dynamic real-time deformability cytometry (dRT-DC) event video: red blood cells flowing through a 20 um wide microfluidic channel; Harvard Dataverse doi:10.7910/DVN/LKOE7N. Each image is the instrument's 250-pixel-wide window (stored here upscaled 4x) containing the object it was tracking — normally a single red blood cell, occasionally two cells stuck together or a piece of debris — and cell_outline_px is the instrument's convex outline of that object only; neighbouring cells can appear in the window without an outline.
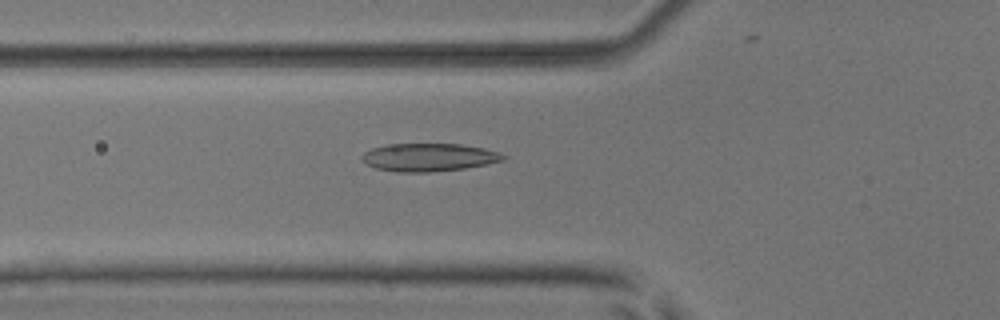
{"species": "common noctule bat (a hibernating species)", "species_latin": "Nyctalus noctula", "temperature_condition": "room temperature", "stored_images_in_passage": 48, "camera_frame_rate_fps": 3000, "um_per_image_px": 0.085, "animal": {"sex": "male", "body_mass_g": 17.9, "forearm_length_mm": 54.2}, "frame": {"image": 1, "passage_image": 19, "time_ms": 6.0, "image_size_px": [1000, 320], "cell_outline_px": [[508, 156], [504, 160], [464, 168], [428, 172], [396, 172], [376, 168], [360, 160], [360, 156], [364, 152], [372, 148], [388, 144], [460, 144], [500, 152]], "centroid_in_image_um": [36.41, 13.37], "position_along_channel_um": 89.4, "area_um2": 22.89}}
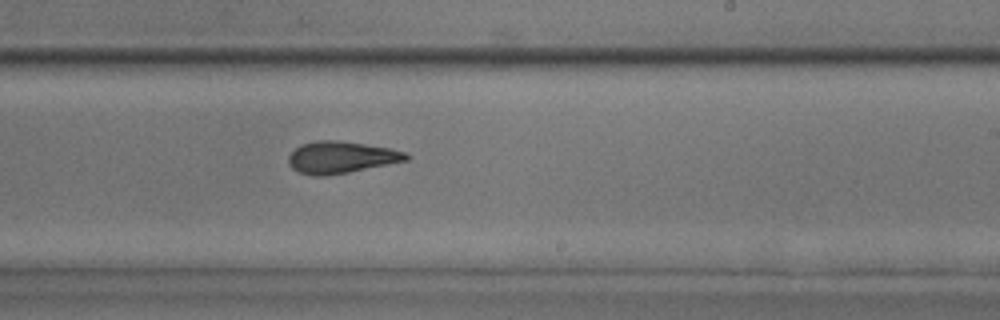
{"frame": {"image": 2, "passage_image": 32, "time_ms": 10.333, "image_size_px": [1000, 320], "cell_outline_px": [[412, 156], [408, 160], [348, 172], [324, 176], [312, 176], [300, 172], [292, 168], [288, 164], [288, 156], [300, 144], [316, 140], [336, 140], [364, 144], [388, 148], [404, 152]], "centroid_in_image_um": [28.96, 13.37], "position_along_channel_um": 260.0, "area_um2": 21.73}}
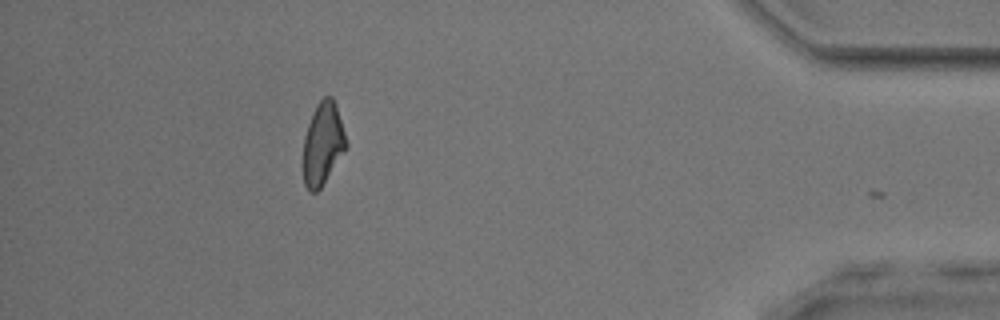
{"frame": {"image": 3, "passage_image": 47, "time_ms": 15.333, "image_size_px": [1000, 320], "cell_outline_px": [[348, 148], [320, 188], [316, 192], [312, 192], [304, 184], [304, 136], [312, 112], [316, 104], [324, 96], [332, 96], [336, 104], [348, 144]], "centroid_in_image_um": [27.46, 12.18], "position_along_channel_um": 407.7, "area_um2": 20.63}, "authors_computed_cell_mechanics": {"area_um2": 21.964, "velocity_mm_per_s": 3.9421, "shape_relaxation_time_tau1_ms": 9.2867, "shape_relaxation_time_tau2_ms": 2.7134, "deformation_change_tau1": 0.2339, "deformation_change_tau2": 0.1116}}